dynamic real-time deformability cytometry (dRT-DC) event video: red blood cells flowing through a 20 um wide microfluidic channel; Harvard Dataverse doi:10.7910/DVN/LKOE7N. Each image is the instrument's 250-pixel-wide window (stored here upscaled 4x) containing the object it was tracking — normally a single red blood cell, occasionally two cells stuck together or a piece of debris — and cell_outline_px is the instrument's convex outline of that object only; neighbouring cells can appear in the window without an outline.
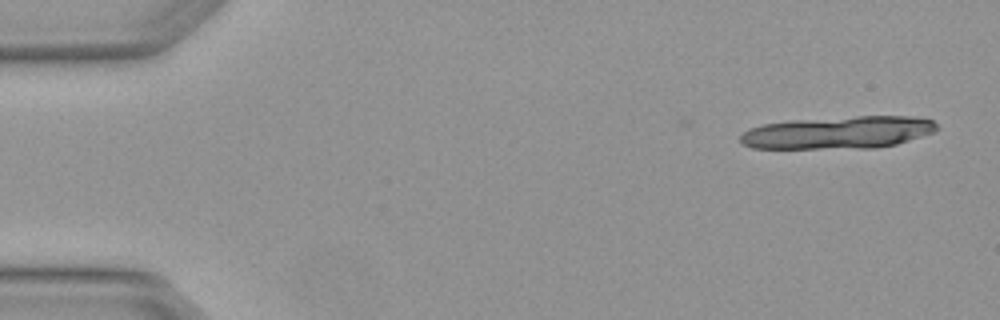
{"species": "Egyptian fruit bat (a non-hibernating species)", "species_latin": "Rousettus aegyptiacus", "temperature_condition": "warm", "stored_images_in_passage": 3, "camera_frame_rate_fps": 3000, "um_per_image_px": 0.085, "animal": {"sex": "female"}, "frame": {"image": 1, "passage_image": 3, "time_ms": 0.667, "image_size_px": [1000, 320], "cell_outline_px": [[940, 128], [936, 132], [896, 144], [876, 148], [752, 148], [744, 144], [740, 140], [740, 136], [744, 132], [752, 128], [764, 124], [788, 120], [856, 116], [912, 116], [932, 120]], "centroid_in_image_um": [71.3, 11.26], "position_along_channel_um": 13.7, "area_um2": 37.28}}